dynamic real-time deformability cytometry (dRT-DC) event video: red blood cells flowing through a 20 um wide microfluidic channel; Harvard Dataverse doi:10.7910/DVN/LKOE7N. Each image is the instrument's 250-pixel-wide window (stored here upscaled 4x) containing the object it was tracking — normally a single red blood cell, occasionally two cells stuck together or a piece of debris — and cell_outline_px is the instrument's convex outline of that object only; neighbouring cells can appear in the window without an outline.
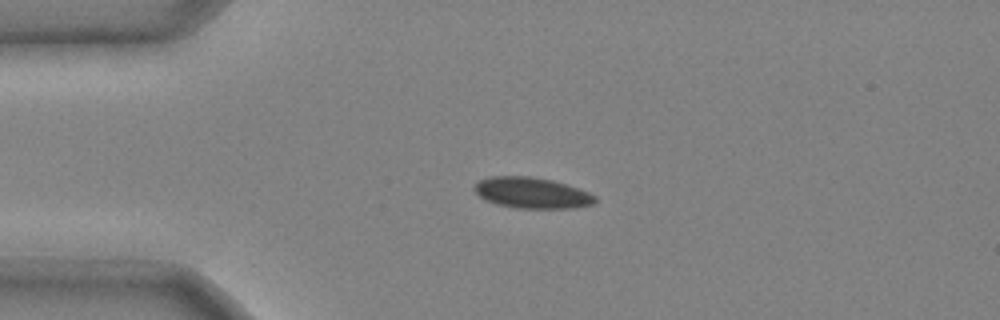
{"species": "common noctule bat (a hibernating species)", "species_latin": "Nyctalus noctula", "temperature_condition": "cold", "stored_images_in_passage": 3, "segment_of_instrument_passage": [1, 2], "camera_frame_rate_fps": 3000, "um_per_image_px": 0.085, "animal": {"sex": "male", "body_mass_g": 20.4}, "frame": {"image": 1, "passage_image": 1, "time_ms": 0.0, "image_size_px": [1000, 320], "cell_outline_px": [[596, 204], [576, 208], [516, 208], [496, 204], [480, 196], [472, 188], [480, 180], [488, 176], [528, 176], [552, 180], [588, 192], [596, 196]], "centroid_in_image_um": [45.22, 16.4], "position_along_channel_um": 39.8, "area_um2": 21.68}}